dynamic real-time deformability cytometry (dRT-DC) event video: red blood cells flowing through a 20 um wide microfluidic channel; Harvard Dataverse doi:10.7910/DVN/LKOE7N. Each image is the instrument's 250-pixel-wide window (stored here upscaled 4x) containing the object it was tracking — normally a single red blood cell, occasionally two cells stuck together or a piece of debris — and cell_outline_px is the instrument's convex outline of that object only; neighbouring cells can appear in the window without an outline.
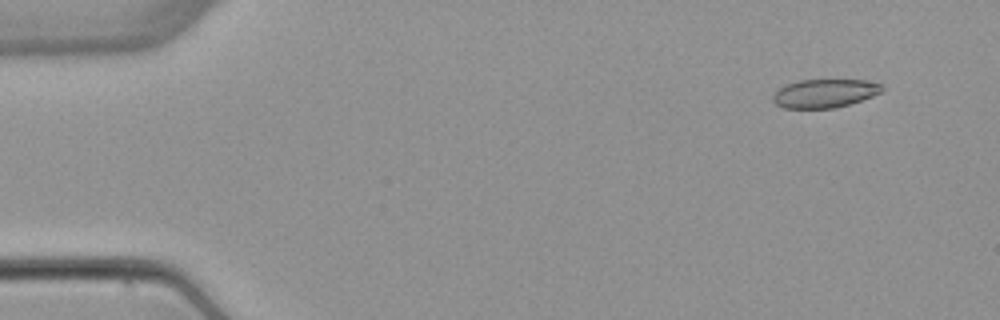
{"species": "common noctule bat (a hibernating species)", "species_latin": "Nyctalus noctula", "temperature_condition": "warm", "stored_images_in_passage": 3, "camera_frame_rate_fps": 3000, "um_per_image_px": 0.085, "animal": {"sex": "female", "body_mass_g": 22.7, "forearm_length_mm": 54.2}, "frame": {"image": 1, "passage_image": 1, "time_ms": 0.0, "image_size_px": [1000, 320], "cell_outline_px": [[884, 88], [880, 92], [872, 96], [836, 108], [784, 108], [776, 104], [772, 100], [772, 96], [780, 88], [788, 84], [800, 80], [864, 80], [884, 84]], "centroid_in_image_um": [70.1, 7.93], "position_along_channel_um": 14.9, "area_um2": 17.98}}
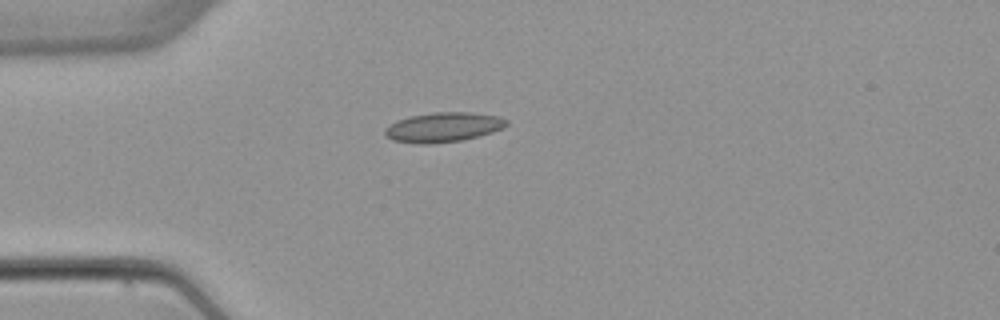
{"frame": {"image": 2, "passage_image": 3, "time_ms": 3.333, "image_size_px": [1000, 320], "cell_outline_px": [[508, 124], [492, 132], [460, 140], [428, 144], [420, 144], [392, 140], [384, 136], [384, 128], [396, 120], [408, 116], [436, 112], [468, 112], [500, 116], [508, 120]], "centroid_in_image_um": [37.62, 10.8], "position_along_channel_um": 47.4, "area_um2": 20.98}}